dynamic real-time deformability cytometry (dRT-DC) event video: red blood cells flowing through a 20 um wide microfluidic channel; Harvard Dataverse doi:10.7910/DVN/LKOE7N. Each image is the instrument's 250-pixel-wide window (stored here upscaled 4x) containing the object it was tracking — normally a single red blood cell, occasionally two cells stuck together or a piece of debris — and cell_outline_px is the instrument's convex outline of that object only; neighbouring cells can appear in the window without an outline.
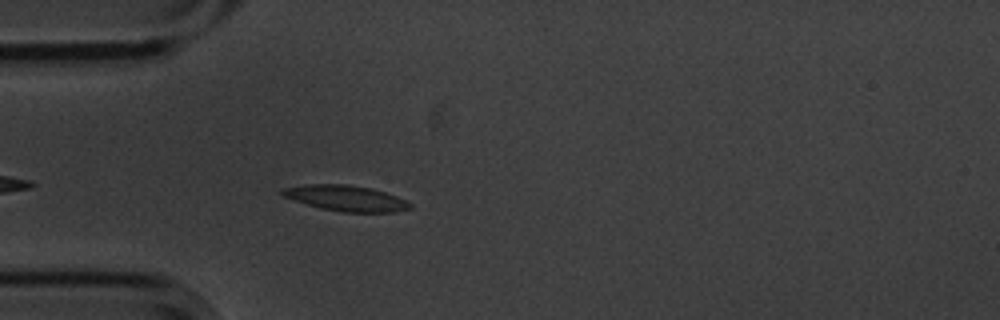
{"species": "common noctule bat (a hibernating species)", "species_latin": "Nyctalus noctula", "temperature_condition": "cold", "stored_images_in_passage": 40, "camera_frame_rate_fps": 3000, "um_per_image_px": 0.085, "animal": {"sex": "male", "body_mass_g": 20.1, "forearm_length_mm": 53.5}, "frame": {"image": 1, "passage_image": 5, "time_ms": 1.333, "image_size_px": [1000, 320], "cell_outline_px": [[412, 208], [396, 212], [340, 212], [320, 208], [284, 196], [280, 192], [284, 188], [308, 184], [348, 184], [372, 188], [396, 196], [412, 204]], "centroid_in_image_um": [29.45, 16.85], "position_along_channel_um": 55.6, "area_um2": 18.96}}
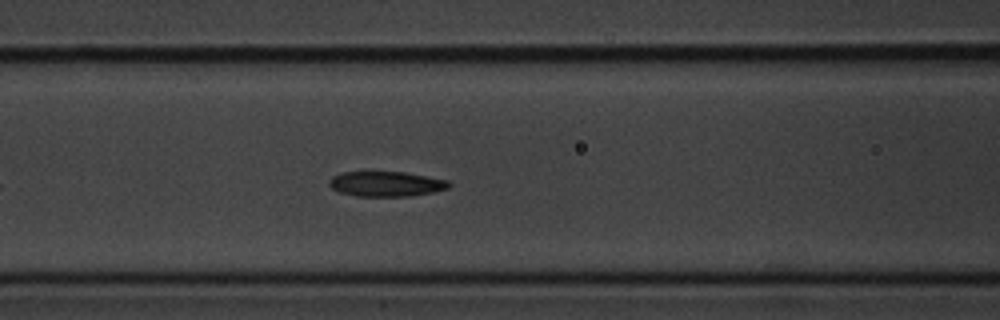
{"frame": {"image": 2, "passage_image": 12, "time_ms": 3.667, "image_size_px": [1000, 320], "cell_outline_px": [[452, 184], [448, 188], [432, 192], [412, 196], [356, 196], [340, 192], [332, 188], [328, 184], [328, 180], [332, 176], [340, 172], [368, 168], [404, 172], [428, 176], [448, 180]], "centroid_in_image_um": [32.75, 15.57], "position_along_channel_um": 133.9, "area_um2": 18.5}}
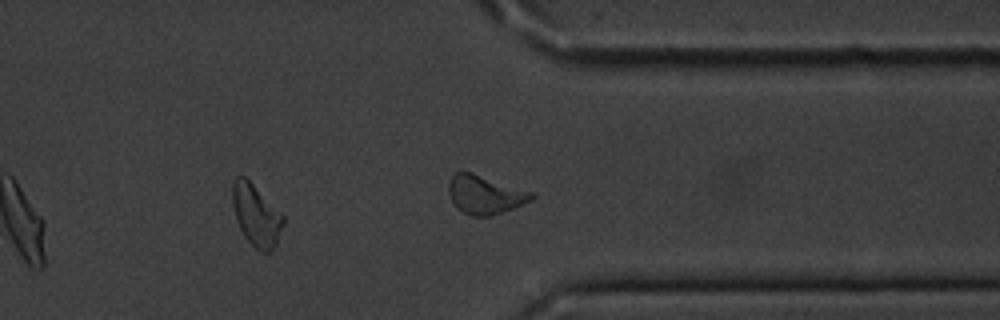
{"frame": {"image": 3, "passage_image": 32, "time_ms": 10.333, "image_size_px": [1000, 320], "cell_outline_px": [[284, 220], [276, 244], [268, 252], [260, 252], [244, 236], [236, 220], [232, 204], [232, 184], [236, 176], [244, 176], [284, 216]], "centroid_in_image_um": [21.74, 18.29], "position_along_channel_um": 389.7, "area_um2": 17.8}, "authors_computed_cell_mechanics": {"area_um2": 18.2937, "velocity_mm_per_s": 3.5777, "shape_relaxation_time_tau1_ms": 3.658, "shape_relaxation_time_tau2_ms": 9.6279, "deformation_change_tau1": 0.0871, "deformation_change_tau2": 0.2146}}